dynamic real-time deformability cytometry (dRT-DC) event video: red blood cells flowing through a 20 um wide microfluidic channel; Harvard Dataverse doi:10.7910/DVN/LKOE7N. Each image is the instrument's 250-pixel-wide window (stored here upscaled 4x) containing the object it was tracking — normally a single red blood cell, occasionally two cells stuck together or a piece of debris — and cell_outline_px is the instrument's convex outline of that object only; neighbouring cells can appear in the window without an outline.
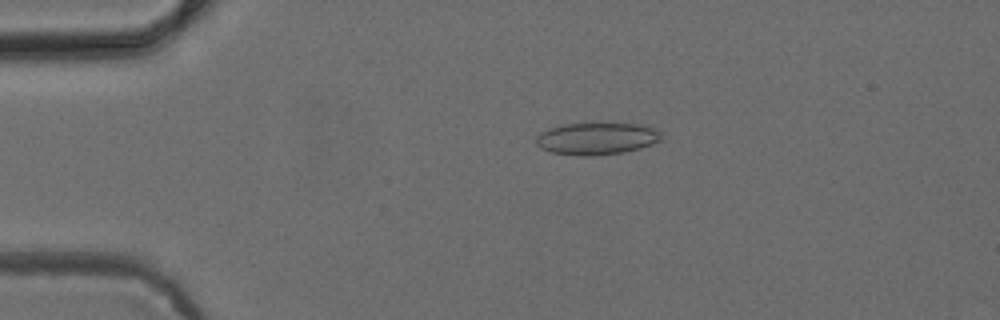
{"species": "common noctule bat (a hibernating species)", "species_latin": "Nyctalus noctula", "temperature_condition": "cold", "stored_images_in_passage": 5, "camera_frame_rate_fps": 3000, "um_per_image_px": 0.085, "animal": {"sex": "female", "body_mass_g": 24.6, "forearm_length_mm": 56.2}, "frame": {"image": 1, "passage_image": 4, "time_ms": 3.333, "image_size_px": [1000, 320], "cell_outline_px": [[664, 140], [640, 148], [624, 152], [596, 156], [580, 156], [552, 152], [540, 148], [536, 144], [536, 136], [540, 132], [548, 128], [564, 124], [636, 124], [656, 128], [660, 132]], "centroid_in_image_um": [50.73, 11.79], "position_along_channel_um": 34.3, "area_um2": 23.52}}